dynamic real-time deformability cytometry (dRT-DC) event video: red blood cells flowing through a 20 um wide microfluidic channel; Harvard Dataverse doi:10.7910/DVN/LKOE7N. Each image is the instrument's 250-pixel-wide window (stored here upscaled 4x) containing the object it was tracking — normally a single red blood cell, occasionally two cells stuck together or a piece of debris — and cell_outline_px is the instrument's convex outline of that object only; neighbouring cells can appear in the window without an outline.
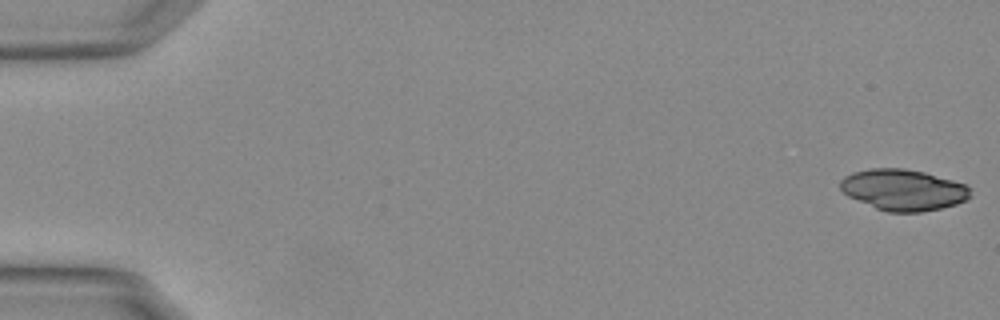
{"species": "Egyptian fruit bat (a non-hibernating species)", "species_latin": "Rousettus aegyptiacus", "temperature_condition": "warm", "stored_images_in_passage": 54, "camera_frame_rate_fps": 3000, "um_per_image_px": 0.085, "animal": {"sex": "female"}, "frame": {"image": 1, "passage_image": 1, "time_ms": 0.0, "image_size_px": [1000, 320], "cell_outline_px": [[972, 196], [956, 204], [940, 208], [920, 212], [888, 212], [876, 208], [848, 196], [840, 188], [840, 180], [844, 176], [852, 172], [872, 168], [904, 168], [924, 172], [952, 180], [964, 184], [968, 188]], "centroid_in_image_um": [76.75, 16.13], "position_along_channel_um": 8.2, "area_um2": 30.98}}
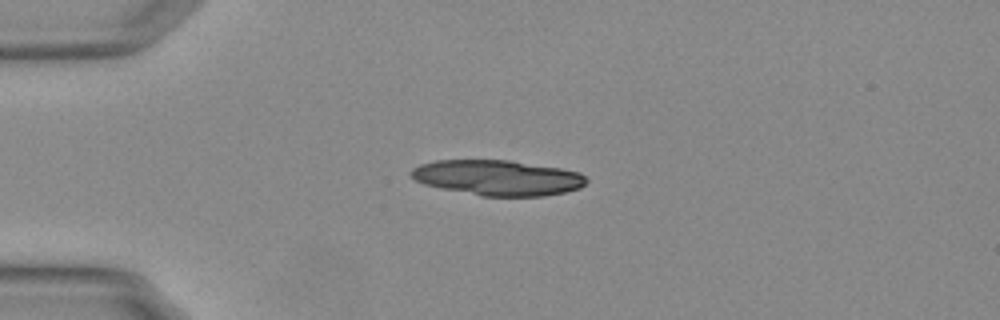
{"frame": {"image": 2, "passage_image": 14, "time_ms": 4.333, "image_size_px": [1000, 320], "cell_outline_px": [[588, 180], [580, 188], [564, 192], [544, 196], [480, 196], [424, 184], [416, 180], [408, 172], [412, 168], [420, 164], [436, 160], [508, 160], [560, 168], [580, 172]], "centroid_in_image_um": [42.3, 15.1], "position_along_channel_um": 42.7, "area_um2": 36.01}}
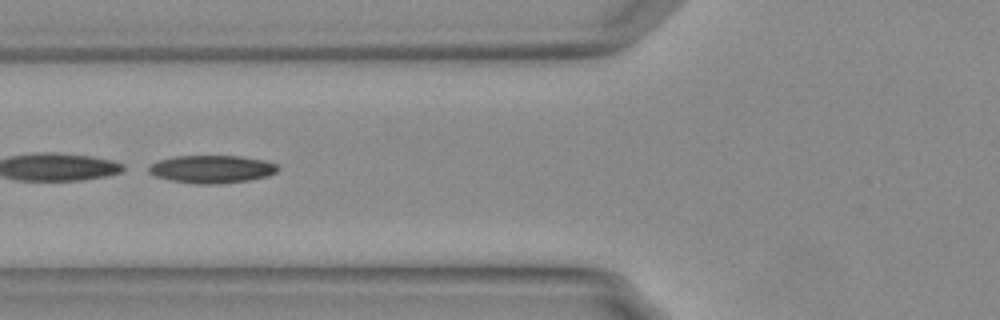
{"frame": {"image": 3, "passage_image": 22, "time_ms": 7.0, "image_size_px": [1000, 320], "cell_outline_px": [[280, 168], [276, 172], [268, 176], [248, 180], [216, 184], [200, 184], [172, 180], [156, 176], [148, 172], [148, 168], [152, 164], [160, 160], [176, 156], [240, 156], [264, 160], [276, 164]], "centroid_in_image_um": [18.04, 14.37], "position_along_channel_um": 107.8, "area_um2": 20.69}}